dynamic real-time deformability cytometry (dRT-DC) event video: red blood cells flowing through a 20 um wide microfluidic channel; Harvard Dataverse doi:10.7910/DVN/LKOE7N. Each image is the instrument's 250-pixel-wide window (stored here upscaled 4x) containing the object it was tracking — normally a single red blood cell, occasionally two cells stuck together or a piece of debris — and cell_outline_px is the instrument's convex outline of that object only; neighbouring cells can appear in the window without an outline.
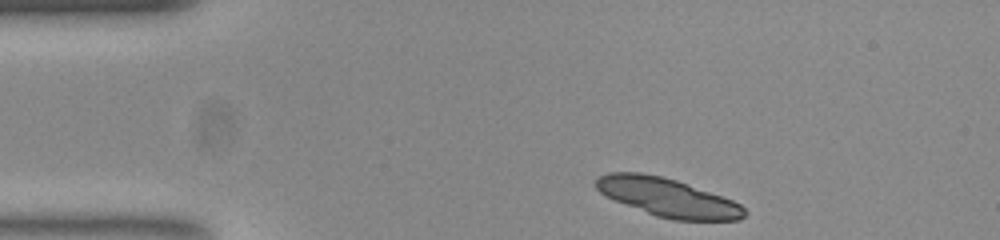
{"species": "common noctule bat (a hibernating species)", "species_latin": "Nyctalus noctula", "temperature_condition": "room temperature", "stored_images_in_passage": 37, "camera_frame_rate_fps": 3000, "um_per_image_px": 0.085, "animal": {"sex": "female", "body_mass_g": 23.0, "forearm_length_mm": 53.4}, "frame": {"image": 1, "passage_image": 1, "time_ms": 0.0, "image_size_px": [1000, 240], "cell_outline_px": [[744, 216], [740, 220], [672, 220], [656, 216], [616, 200], [600, 192], [596, 188], [596, 180], [600, 176], [608, 172], [640, 172], [660, 176], [676, 180], [732, 200], [740, 204], [744, 208]], "centroid_in_image_um": [56.75, 16.78], "position_along_channel_um": 28.3, "area_um2": 32.66}}
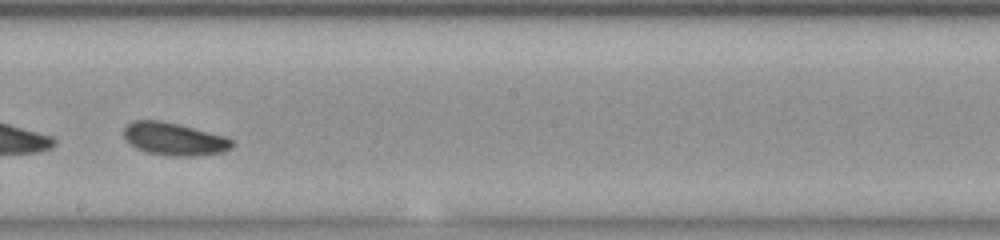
{"frame": {"image": 2, "passage_image": 22, "time_ms": 7.0, "image_size_px": [1000, 240], "cell_outline_px": [[236, 144], [232, 148], [220, 152], [192, 156], [172, 156], [148, 152], [136, 148], [124, 136], [124, 128], [132, 120], [160, 120], [180, 124], [224, 136], [232, 140]], "centroid_in_image_um": [14.82, 11.8], "position_along_channel_um": 233.4, "area_um2": 20.46}}
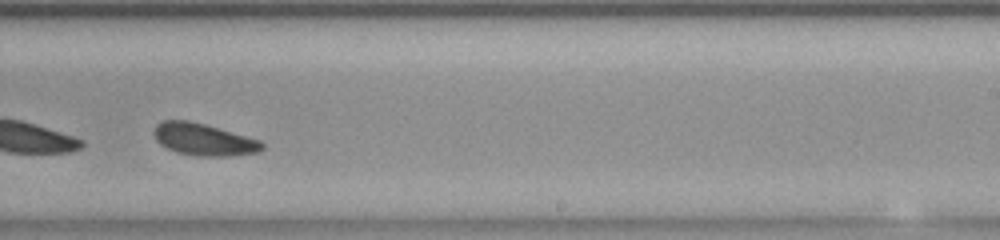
{"frame": {"image": 3, "passage_image": 25, "time_ms": 8.0, "image_size_px": [1000, 240], "cell_outline_px": [[264, 148], [260, 152], [228, 156], [196, 156], [176, 152], [160, 144], [156, 140], [152, 132], [156, 124], [164, 120], [188, 120], [204, 124], [260, 140], [264, 144]], "centroid_in_image_um": [17.29, 11.86], "position_along_channel_um": 271.7, "area_um2": 20.23}}